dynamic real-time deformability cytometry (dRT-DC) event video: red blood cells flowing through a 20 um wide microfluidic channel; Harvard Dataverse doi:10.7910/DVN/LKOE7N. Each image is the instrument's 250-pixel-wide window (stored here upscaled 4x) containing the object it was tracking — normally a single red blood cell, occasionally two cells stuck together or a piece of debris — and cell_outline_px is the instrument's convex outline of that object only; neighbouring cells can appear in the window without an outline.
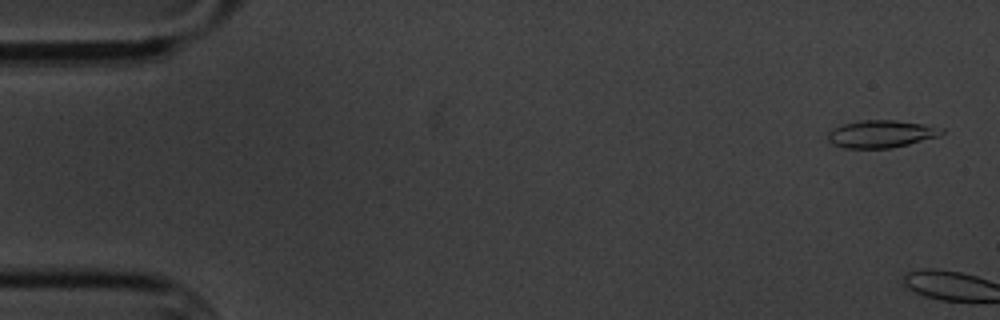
{"species": "common noctule bat (a hibernating species)", "species_latin": "Nyctalus noctula", "temperature_condition": "cold", "stored_images_in_passage": 6, "camera_frame_rate_fps": 3000, "um_per_image_px": 0.085, "animal": {"sex": "male", "body_mass_g": 20.1, "forearm_length_mm": 53.5}, "frame": {"image": 1, "passage_image": 1, "time_ms": 0.0, "image_size_px": [1000, 320], "cell_outline_px": [[944, 132], [940, 136], [892, 148], [844, 148], [832, 144], [828, 140], [828, 132], [832, 128], [844, 124], [860, 120], [896, 120], [924, 124], [944, 128]], "centroid_in_image_um": [74.9, 11.38], "position_along_channel_um": 10.1, "area_um2": 18.32}}
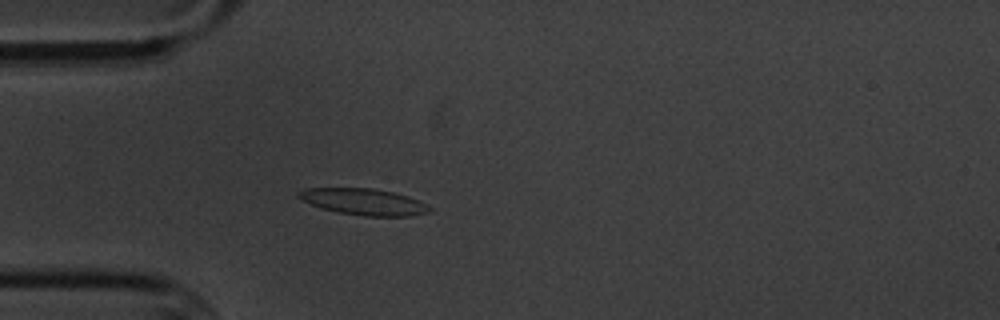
{"frame": {"image": 2, "passage_image": 6, "time_ms": 6.0, "image_size_px": [1000, 320], "cell_outline_px": [[432, 212], [412, 216], [364, 216], [340, 212], [324, 208], [300, 200], [296, 196], [296, 192], [304, 188], [372, 188], [392, 192], [408, 196], [432, 208]], "centroid_in_image_um": [30.9, 17.15], "position_along_channel_um": 54.1, "area_um2": 20.06}}